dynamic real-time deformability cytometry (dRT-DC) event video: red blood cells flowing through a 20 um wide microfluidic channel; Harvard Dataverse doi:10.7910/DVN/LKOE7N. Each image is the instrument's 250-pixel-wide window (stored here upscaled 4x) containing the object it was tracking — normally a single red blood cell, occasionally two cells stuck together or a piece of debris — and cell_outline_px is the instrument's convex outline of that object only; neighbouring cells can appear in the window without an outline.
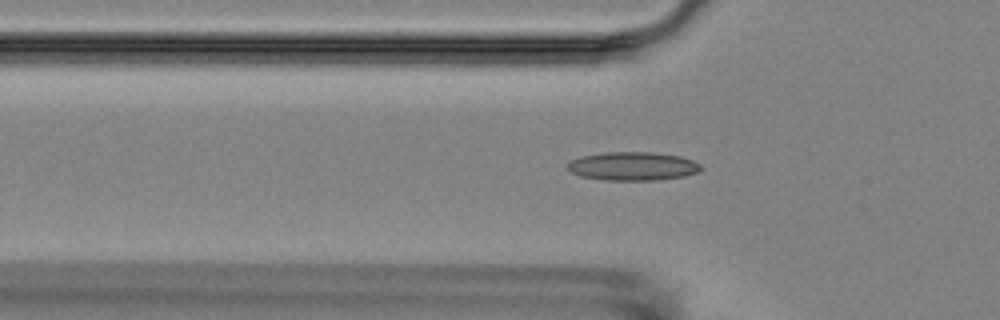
{"species": "Egyptian fruit bat (a non-hibernating species)", "species_latin": "Rousettus aegyptiacus", "temperature_condition": "room temperature", "stored_images_in_passage": 4, "camera_frame_rate_fps": 3000, "um_per_image_px": 0.085, "animal": {"sex": "female"}, "frame": {"image": 1, "passage_image": 4, "time_ms": 4.667, "image_size_px": [1000, 320], "cell_outline_px": [[700, 168], [696, 172], [684, 176], [656, 180], [604, 180], [580, 176], [572, 172], [568, 168], [568, 164], [572, 160], [580, 156], [604, 152], [652, 152], [680, 156], [692, 160], [700, 164]], "centroid_in_image_um": [53.76, 14.12], "position_along_channel_um": 72.0, "area_um2": 22.02}}